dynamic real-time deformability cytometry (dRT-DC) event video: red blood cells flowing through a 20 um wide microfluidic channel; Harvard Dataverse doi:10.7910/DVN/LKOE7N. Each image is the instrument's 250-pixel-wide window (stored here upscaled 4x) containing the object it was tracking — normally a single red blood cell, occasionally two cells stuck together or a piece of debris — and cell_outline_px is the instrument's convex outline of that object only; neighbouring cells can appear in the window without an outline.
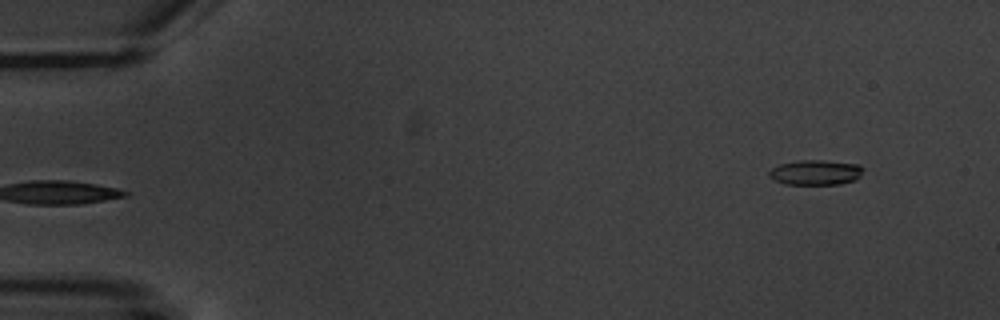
{"species": "common noctule bat (a hibernating species)", "species_latin": "Nyctalus noctula", "temperature_condition": "warm", "stored_images_in_passage": 4, "segment_of_instrument_passage": [2, 2], "camera_frame_rate_fps": 3000, "um_per_image_px": 0.085, "animal": {"sex": "male", "body_mass_g": 20.1, "forearm_length_mm": 53.5}, "frame": {"image": 1, "passage_image": 4, "time_ms": 3.667, "image_size_px": [1000, 320], "cell_outline_px": [[864, 168], [860, 176], [856, 180], [840, 184], [784, 184], [772, 180], [768, 176], [768, 172], [772, 168], [780, 164], [796, 160], [824, 160], [860, 164]], "centroid_in_image_um": [69.32, 14.65], "position_along_channel_um": 15.7, "area_um2": 13.99}}